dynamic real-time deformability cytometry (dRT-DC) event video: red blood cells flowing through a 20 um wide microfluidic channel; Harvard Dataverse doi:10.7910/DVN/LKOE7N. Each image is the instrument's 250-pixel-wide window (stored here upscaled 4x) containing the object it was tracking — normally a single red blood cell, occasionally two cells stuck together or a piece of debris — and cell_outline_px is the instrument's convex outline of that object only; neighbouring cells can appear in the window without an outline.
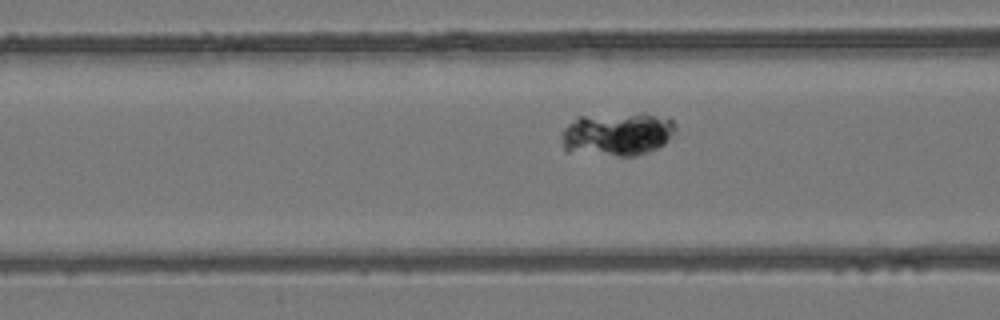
{"species": "common noctule bat (a hibernating species)", "species_latin": "Nyctalus noctula", "temperature_condition": "room temperature", "stored_images_in_passage": 13, "camera_frame_rate_fps": 3000, "um_per_image_px": 0.085, "animal": {"sex": "female", "body_mass_g": 24.6, "forearm_length_mm": 56.2}, "frame": {"image": 1, "passage_image": 4, "time_ms": 1.0, "image_size_px": [1000, 320], "cell_outline_px": [[676, 132], [664, 144], [648, 152], [636, 156], [620, 156], [564, 152], [560, 136], [564, 128], [576, 116], [640, 112], [644, 112], [672, 120], [676, 124]], "centroid_in_image_um": [52.44, 11.39], "position_along_channel_um": 114.2, "area_um2": 29.59}}
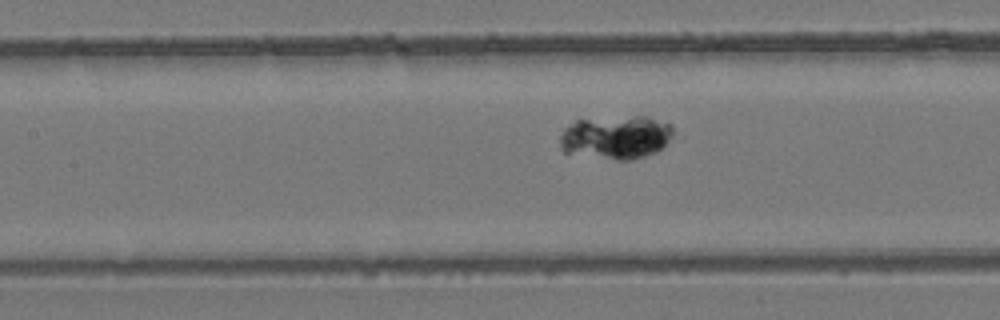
{"frame": {"image": 2, "passage_image": 7, "time_ms": 2.0, "image_size_px": [1000, 320], "cell_outline_px": [[672, 136], [656, 152], [632, 160], [616, 160], [564, 152], [560, 148], [560, 136], [564, 128], [576, 120], [632, 116], [648, 116], [672, 124]], "centroid_in_image_um": [52.35, 11.66], "position_along_channel_um": 155.1, "area_um2": 28.61}}
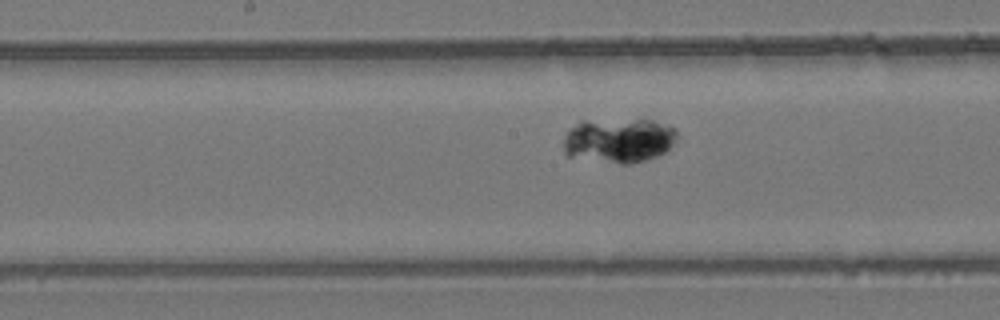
{"frame": {"image": 3, "passage_image": 10, "time_ms": 3.0, "image_size_px": [1000, 320], "cell_outline_px": [[676, 140], [660, 156], [648, 160], [632, 164], [620, 164], [568, 156], [564, 152], [564, 136], [568, 128], [580, 120], [652, 120], [668, 124], [676, 128]], "centroid_in_image_um": [52.59, 11.93], "position_along_channel_um": 195.6, "area_um2": 29.94}}